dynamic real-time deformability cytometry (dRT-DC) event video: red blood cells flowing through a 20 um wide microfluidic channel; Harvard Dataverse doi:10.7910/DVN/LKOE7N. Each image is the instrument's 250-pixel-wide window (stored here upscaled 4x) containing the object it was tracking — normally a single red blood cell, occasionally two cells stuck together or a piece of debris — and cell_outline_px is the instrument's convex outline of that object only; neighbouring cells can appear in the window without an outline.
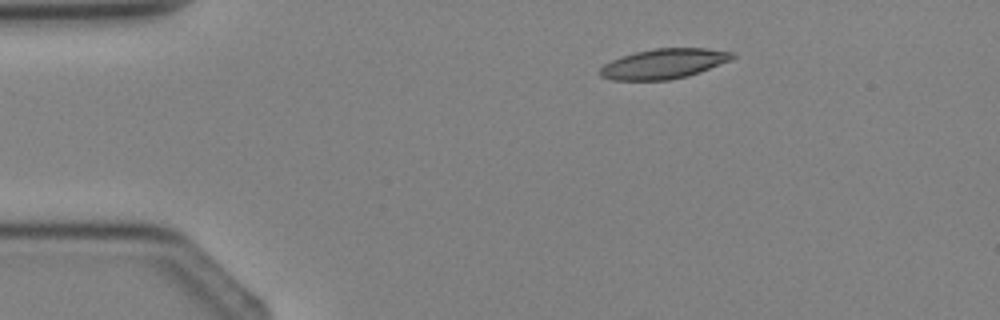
{"species": "Egyptian fruit bat (a non-hibernating species)", "species_latin": "Rousettus aegyptiacus", "temperature_condition": "cold", "stored_images_in_passage": 3, "camera_frame_rate_fps": 3000, "um_per_image_px": 0.085, "animal": {"sex": "female"}, "frame": {"image": 1, "passage_image": 2, "time_ms": 1.333, "image_size_px": [1000, 320], "cell_outline_px": [[736, 56], [732, 60], [688, 76], [668, 80], [612, 80], [600, 76], [600, 68], [604, 64], [612, 60], [636, 52], [656, 48], [708, 48], [732, 52]], "centroid_in_image_um": [56.45, 5.42], "position_along_channel_um": 28.6, "area_um2": 23.0}}